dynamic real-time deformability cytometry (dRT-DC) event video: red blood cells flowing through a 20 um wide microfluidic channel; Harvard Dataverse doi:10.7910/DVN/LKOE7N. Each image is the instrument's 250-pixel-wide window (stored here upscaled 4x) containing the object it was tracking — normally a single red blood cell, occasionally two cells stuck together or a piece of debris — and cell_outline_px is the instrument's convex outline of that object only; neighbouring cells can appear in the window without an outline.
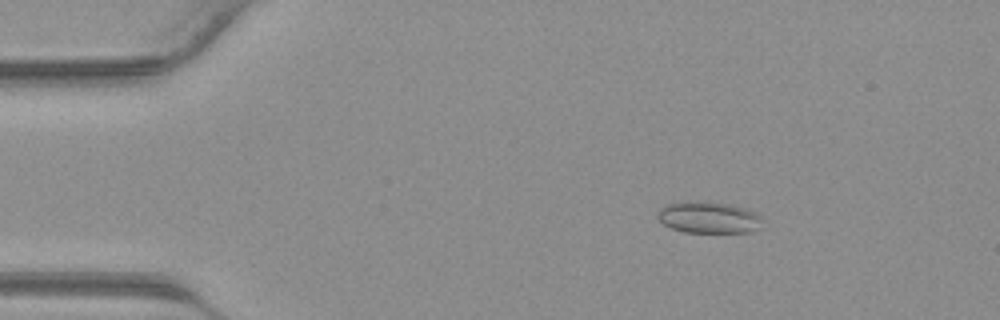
{"species": "common noctule bat (a hibernating species)", "species_latin": "Nyctalus noctula", "temperature_condition": "warm", "stored_images_in_passage": 42, "camera_frame_rate_fps": 3000, "um_per_image_px": 0.085, "animal": {"sex": "male", "body_mass_g": 23.1, "forearm_length_mm": 52.7}, "frame": {"image": 1, "passage_image": 7, "time_ms": 2.0, "image_size_px": [1000, 320], "cell_outline_px": [[760, 220], [756, 228], [752, 232], [684, 232], [672, 228], [664, 224], [656, 216], [656, 212], [664, 204], [692, 200], [708, 200], [732, 204], [748, 208], [756, 212], [760, 216]], "centroid_in_image_um": [60.19, 18.44], "position_along_channel_um": 24.8, "area_um2": 19.65}}
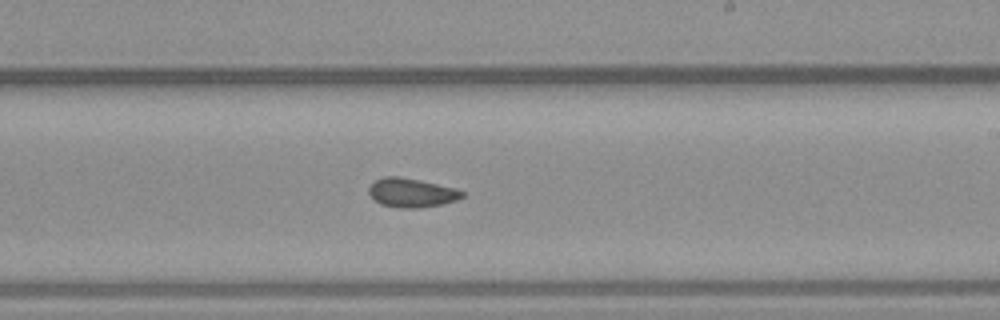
{"frame": {"image": 2, "passage_image": 25, "time_ms": 8.0, "image_size_px": [1000, 320], "cell_outline_px": [[464, 196], [456, 200], [444, 204], [416, 208], [400, 208], [380, 204], [368, 192], [368, 188], [376, 180], [384, 176], [400, 176], [420, 180], [456, 188], [464, 192]], "centroid_in_image_um": [35.0, 16.38], "position_along_channel_um": 254.0, "area_um2": 15.78}}
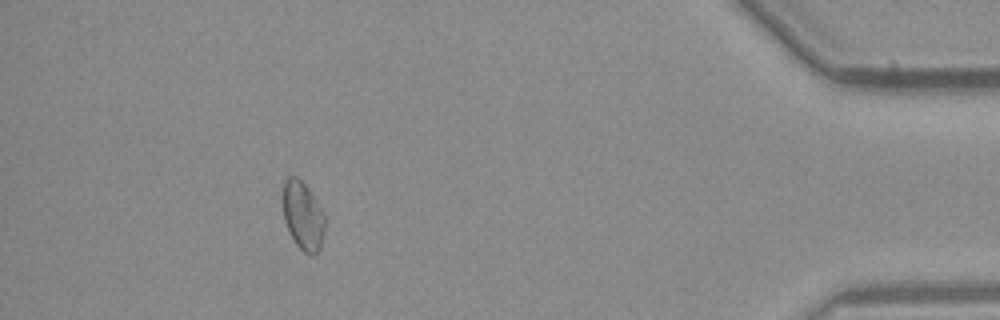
{"frame": {"image": 3, "passage_image": 38, "time_ms": 12.333, "image_size_px": [1000, 320], "cell_outline_px": [[324, 232], [320, 248], [312, 256], [304, 252], [296, 244], [288, 232], [284, 220], [284, 180], [288, 176], [296, 176], [304, 184], [316, 200], [324, 216]], "centroid_in_image_um": [25.74, 18.36], "position_along_channel_um": 409.5, "area_um2": 16.42}}